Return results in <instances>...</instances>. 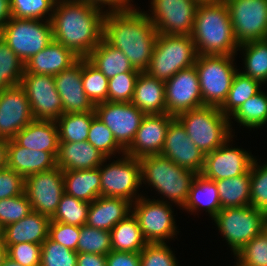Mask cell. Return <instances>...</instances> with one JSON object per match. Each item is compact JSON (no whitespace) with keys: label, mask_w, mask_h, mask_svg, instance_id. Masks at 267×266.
Listing matches in <instances>:
<instances>
[{"label":"cell","mask_w":267,"mask_h":266,"mask_svg":"<svg viewBox=\"0 0 267 266\" xmlns=\"http://www.w3.org/2000/svg\"><path fill=\"white\" fill-rule=\"evenodd\" d=\"M165 99L166 113L173 117L203 106L195 66L180 70L165 82Z\"/></svg>","instance_id":"ac0fdd59"},{"label":"cell","mask_w":267,"mask_h":266,"mask_svg":"<svg viewBox=\"0 0 267 266\" xmlns=\"http://www.w3.org/2000/svg\"><path fill=\"white\" fill-rule=\"evenodd\" d=\"M262 233L265 235V237L267 238V217L264 221V225H263V230Z\"/></svg>","instance_id":"e7e4bbea"},{"label":"cell","mask_w":267,"mask_h":266,"mask_svg":"<svg viewBox=\"0 0 267 266\" xmlns=\"http://www.w3.org/2000/svg\"><path fill=\"white\" fill-rule=\"evenodd\" d=\"M161 155L197 174L203 169L205 154L193 143L176 118L168 126Z\"/></svg>","instance_id":"ffe728a7"},{"label":"cell","mask_w":267,"mask_h":266,"mask_svg":"<svg viewBox=\"0 0 267 266\" xmlns=\"http://www.w3.org/2000/svg\"><path fill=\"white\" fill-rule=\"evenodd\" d=\"M64 193L91 203L101 196V177L98 168L63 170Z\"/></svg>","instance_id":"4dcf8cb0"},{"label":"cell","mask_w":267,"mask_h":266,"mask_svg":"<svg viewBox=\"0 0 267 266\" xmlns=\"http://www.w3.org/2000/svg\"><path fill=\"white\" fill-rule=\"evenodd\" d=\"M265 88L261 89L254 96L249 98L242 104L230 117V126L233 134H235V129L233 124L237 122V126L242 127V130H248L251 132L252 129L257 131L261 130L263 127H267V92ZM234 122H233V121ZM245 128V129H244Z\"/></svg>","instance_id":"1f68e13d"},{"label":"cell","mask_w":267,"mask_h":266,"mask_svg":"<svg viewBox=\"0 0 267 266\" xmlns=\"http://www.w3.org/2000/svg\"><path fill=\"white\" fill-rule=\"evenodd\" d=\"M158 32L141 7L104 15L103 39L121 50L134 69H148Z\"/></svg>","instance_id":"6da1fadb"},{"label":"cell","mask_w":267,"mask_h":266,"mask_svg":"<svg viewBox=\"0 0 267 266\" xmlns=\"http://www.w3.org/2000/svg\"><path fill=\"white\" fill-rule=\"evenodd\" d=\"M250 205L267 213V161L255 158L250 168Z\"/></svg>","instance_id":"ee69618b"},{"label":"cell","mask_w":267,"mask_h":266,"mask_svg":"<svg viewBox=\"0 0 267 266\" xmlns=\"http://www.w3.org/2000/svg\"><path fill=\"white\" fill-rule=\"evenodd\" d=\"M106 266H140V252L111 250L106 255Z\"/></svg>","instance_id":"11a10c76"},{"label":"cell","mask_w":267,"mask_h":266,"mask_svg":"<svg viewBox=\"0 0 267 266\" xmlns=\"http://www.w3.org/2000/svg\"><path fill=\"white\" fill-rule=\"evenodd\" d=\"M259 81L244 75L239 70L234 76L226 101L220 111L230 117L249 98L258 93L263 87Z\"/></svg>","instance_id":"74e56055"},{"label":"cell","mask_w":267,"mask_h":266,"mask_svg":"<svg viewBox=\"0 0 267 266\" xmlns=\"http://www.w3.org/2000/svg\"><path fill=\"white\" fill-rule=\"evenodd\" d=\"M7 167L26 178L33 173L54 169L56 158L47 151H38L19 146L13 139L8 140Z\"/></svg>","instance_id":"484cf974"},{"label":"cell","mask_w":267,"mask_h":266,"mask_svg":"<svg viewBox=\"0 0 267 266\" xmlns=\"http://www.w3.org/2000/svg\"><path fill=\"white\" fill-rule=\"evenodd\" d=\"M11 19L10 0H0V30Z\"/></svg>","instance_id":"680465c9"},{"label":"cell","mask_w":267,"mask_h":266,"mask_svg":"<svg viewBox=\"0 0 267 266\" xmlns=\"http://www.w3.org/2000/svg\"><path fill=\"white\" fill-rule=\"evenodd\" d=\"M86 58L108 79L123 72L136 70L121 50L112 47L104 39Z\"/></svg>","instance_id":"836d02e7"},{"label":"cell","mask_w":267,"mask_h":266,"mask_svg":"<svg viewBox=\"0 0 267 266\" xmlns=\"http://www.w3.org/2000/svg\"><path fill=\"white\" fill-rule=\"evenodd\" d=\"M132 213V202L119 197L99 196L90 203L86 225L100 230L111 229Z\"/></svg>","instance_id":"603a6c76"},{"label":"cell","mask_w":267,"mask_h":266,"mask_svg":"<svg viewBox=\"0 0 267 266\" xmlns=\"http://www.w3.org/2000/svg\"><path fill=\"white\" fill-rule=\"evenodd\" d=\"M13 140L22 147L58 155L59 136L56 121L36 120L26 125Z\"/></svg>","instance_id":"d4e9b609"},{"label":"cell","mask_w":267,"mask_h":266,"mask_svg":"<svg viewBox=\"0 0 267 266\" xmlns=\"http://www.w3.org/2000/svg\"><path fill=\"white\" fill-rule=\"evenodd\" d=\"M174 118L168 113L145 115L125 154L139 159L161 154L168 126Z\"/></svg>","instance_id":"44dd1931"},{"label":"cell","mask_w":267,"mask_h":266,"mask_svg":"<svg viewBox=\"0 0 267 266\" xmlns=\"http://www.w3.org/2000/svg\"><path fill=\"white\" fill-rule=\"evenodd\" d=\"M57 92L63 104L64 113H85L95 111V105L84 92L82 82V58L69 68L53 76Z\"/></svg>","instance_id":"7402d4cb"},{"label":"cell","mask_w":267,"mask_h":266,"mask_svg":"<svg viewBox=\"0 0 267 266\" xmlns=\"http://www.w3.org/2000/svg\"><path fill=\"white\" fill-rule=\"evenodd\" d=\"M105 12L78 0H57L51 17L53 40L86 58L103 39Z\"/></svg>","instance_id":"7a4b0ae2"},{"label":"cell","mask_w":267,"mask_h":266,"mask_svg":"<svg viewBox=\"0 0 267 266\" xmlns=\"http://www.w3.org/2000/svg\"><path fill=\"white\" fill-rule=\"evenodd\" d=\"M8 140L0 139V170L7 168Z\"/></svg>","instance_id":"91938a15"},{"label":"cell","mask_w":267,"mask_h":266,"mask_svg":"<svg viewBox=\"0 0 267 266\" xmlns=\"http://www.w3.org/2000/svg\"><path fill=\"white\" fill-rule=\"evenodd\" d=\"M198 4H216L224 0H195Z\"/></svg>","instance_id":"be15d7a7"},{"label":"cell","mask_w":267,"mask_h":266,"mask_svg":"<svg viewBox=\"0 0 267 266\" xmlns=\"http://www.w3.org/2000/svg\"><path fill=\"white\" fill-rule=\"evenodd\" d=\"M4 242L3 228L0 227V245Z\"/></svg>","instance_id":"03108f58"},{"label":"cell","mask_w":267,"mask_h":266,"mask_svg":"<svg viewBox=\"0 0 267 266\" xmlns=\"http://www.w3.org/2000/svg\"><path fill=\"white\" fill-rule=\"evenodd\" d=\"M99 170L101 196L124 198L134 203L143 195L139 158L130 157L125 153L108 157L99 166Z\"/></svg>","instance_id":"30bf717a"},{"label":"cell","mask_w":267,"mask_h":266,"mask_svg":"<svg viewBox=\"0 0 267 266\" xmlns=\"http://www.w3.org/2000/svg\"><path fill=\"white\" fill-rule=\"evenodd\" d=\"M95 111L85 113H63L57 120L59 142L87 141Z\"/></svg>","instance_id":"8d00e7d4"},{"label":"cell","mask_w":267,"mask_h":266,"mask_svg":"<svg viewBox=\"0 0 267 266\" xmlns=\"http://www.w3.org/2000/svg\"><path fill=\"white\" fill-rule=\"evenodd\" d=\"M131 103L146 115L166 113L165 82L140 72Z\"/></svg>","instance_id":"f546056e"},{"label":"cell","mask_w":267,"mask_h":266,"mask_svg":"<svg viewBox=\"0 0 267 266\" xmlns=\"http://www.w3.org/2000/svg\"><path fill=\"white\" fill-rule=\"evenodd\" d=\"M57 0H10L11 17L51 20Z\"/></svg>","instance_id":"7bdbcfd3"},{"label":"cell","mask_w":267,"mask_h":266,"mask_svg":"<svg viewBox=\"0 0 267 266\" xmlns=\"http://www.w3.org/2000/svg\"><path fill=\"white\" fill-rule=\"evenodd\" d=\"M250 171L236 177L215 181L221 208L250 206Z\"/></svg>","instance_id":"d590c367"},{"label":"cell","mask_w":267,"mask_h":266,"mask_svg":"<svg viewBox=\"0 0 267 266\" xmlns=\"http://www.w3.org/2000/svg\"><path fill=\"white\" fill-rule=\"evenodd\" d=\"M141 165V187H150L160 200L178 206L181 211L187 202L191 185L197 173L178 166L170 159L148 155L139 159ZM157 192V193H156Z\"/></svg>","instance_id":"3957f363"},{"label":"cell","mask_w":267,"mask_h":266,"mask_svg":"<svg viewBox=\"0 0 267 266\" xmlns=\"http://www.w3.org/2000/svg\"><path fill=\"white\" fill-rule=\"evenodd\" d=\"M1 266H23V265H21L20 263H17L16 261L12 260L11 258L7 256Z\"/></svg>","instance_id":"6125c7cd"},{"label":"cell","mask_w":267,"mask_h":266,"mask_svg":"<svg viewBox=\"0 0 267 266\" xmlns=\"http://www.w3.org/2000/svg\"><path fill=\"white\" fill-rule=\"evenodd\" d=\"M111 248L110 231L92 228L87 225L80 227L77 252L107 255Z\"/></svg>","instance_id":"f6af8a7d"},{"label":"cell","mask_w":267,"mask_h":266,"mask_svg":"<svg viewBox=\"0 0 267 266\" xmlns=\"http://www.w3.org/2000/svg\"><path fill=\"white\" fill-rule=\"evenodd\" d=\"M7 256L23 266H40L41 263V244L18 243L5 244Z\"/></svg>","instance_id":"816d5d0a"},{"label":"cell","mask_w":267,"mask_h":266,"mask_svg":"<svg viewBox=\"0 0 267 266\" xmlns=\"http://www.w3.org/2000/svg\"><path fill=\"white\" fill-rule=\"evenodd\" d=\"M170 243H148L140 251V266H180Z\"/></svg>","instance_id":"c3c4849f"},{"label":"cell","mask_w":267,"mask_h":266,"mask_svg":"<svg viewBox=\"0 0 267 266\" xmlns=\"http://www.w3.org/2000/svg\"><path fill=\"white\" fill-rule=\"evenodd\" d=\"M7 257V247L4 242L0 245V266L3 264Z\"/></svg>","instance_id":"94428289"},{"label":"cell","mask_w":267,"mask_h":266,"mask_svg":"<svg viewBox=\"0 0 267 266\" xmlns=\"http://www.w3.org/2000/svg\"><path fill=\"white\" fill-rule=\"evenodd\" d=\"M25 178L16 171L5 168L0 170V200L24 193Z\"/></svg>","instance_id":"db71d44e"},{"label":"cell","mask_w":267,"mask_h":266,"mask_svg":"<svg viewBox=\"0 0 267 266\" xmlns=\"http://www.w3.org/2000/svg\"><path fill=\"white\" fill-rule=\"evenodd\" d=\"M146 195V196H145ZM155 197V198H154ZM143 192V195L132 203V214L136 217L143 237L148 243H170L178 239L179 227L174 213L176 205L156 200Z\"/></svg>","instance_id":"9c48e42d"},{"label":"cell","mask_w":267,"mask_h":266,"mask_svg":"<svg viewBox=\"0 0 267 266\" xmlns=\"http://www.w3.org/2000/svg\"><path fill=\"white\" fill-rule=\"evenodd\" d=\"M77 254L48 237L41 245L40 266H77Z\"/></svg>","instance_id":"7dc6e473"},{"label":"cell","mask_w":267,"mask_h":266,"mask_svg":"<svg viewBox=\"0 0 267 266\" xmlns=\"http://www.w3.org/2000/svg\"><path fill=\"white\" fill-rule=\"evenodd\" d=\"M79 58L71 49L53 40L25 63L24 72L55 76L73 65Z\"/></svg>","instance_id":"cb8c5ba5"},{"label":"cell","mask_w":267,"mask_h":266,"mask_svg":"<svg viewBox=\"0 0 267 266\" xmlns=\"http://www.w3.org/2000/svg\"><path fill=\"white\" fill-rule=\"evenodd\" d=\"M48 237L54 242L60 243L68 249L77 252V244L80 237V226L50 221Z\"/></svg>","instance_id":"f5cc1de1"},{"label":"cell","mask_w":267,"mask_h":266,"mask_svg":"<svg viewBox=\"0 0 267 266\" xmlns=\"http://www.w3.org/2000/svg\"><path fill=\"white\" fill-rule=\"evenodd\" d=\"M90 203L64 193L51 221L62 222L73 226L86 225Z\"/></svg>","instance_id":"60d3db41"},{"label":"cell","mask_w":267,"mask_h":266,"mask_svg":"<svg viewBox=\"0 0 267 266\" xmlns=\"http://www.w3.org/2000/svg\"><path fill=\"white\" fill-rule=\"evenodd\" d=\"M267 213L253 206L223 208L212 219L233 257L254 237L262 233Z\"/></svg>","instance_id":"ba28073f"},{"label":"cell","mask_w":267,"mask_h":266,"mask_svg":"<svg viewBox=\"0 0 267 266\" xmlns=\"http://www.w3.org/2000/svg\"><path fill=\"white\" fill-rule=\"evenodd\" d=\"M32 212L31 203L25 193L0 200V227L18 222Z\"/></svg>","instance_id":"f907efd6"},{"label":"cell","mask_w":267,"mask_h":266,"mask_svg":"<svg viewBox=\"0 0 267 266\" xmlns=\"http://www.w3.org/2000/svg\"><path fill=\"white\" fill-rule=\"evenodd\" d=\"M193 143L204 153L214 151L234 134L229 117L219 107L204 105L175 117Z\"/></svg>","instance_id":"5b68a950"},{"label":"cell","mask_w":267,"mask_h":266,"mask_svg":"<svg viewBox=\"0 0 267 266\" xmlns=\"http://www.w3.org/2000/svg\"><path fill=\"white\" fill-rule=\"evenodd\" d=\"M110 237L114 251L140 252L148 244L132 213L111 229Z\"/></svg>","instance_id":"e575fe53"},{"label":"cell","mask_w":267,"mask_h":266,"mask_svg":"<svg viewBox=\"0 0 267 266\" xmlns=\"http://www.w3.org/2000/svg\"><path fill=\"white\" fill-rule=\"evenodd\" d=\"M19 85L30 102L34 119L56 121L64 113L53 76L24 72Z\"/></svg>","instance_id":"9a60e30c"},{"label":"cell","mask_w":267,"mask_h":266,"mask_svg":"<svg viewBox=\"0 0 267 266\" xmlns=\"http://www.w3.org/2000/svg\"><path fill=\"white\" fill-rule=\"evenodd\" d=\"M143 12L160 34L191 35L198 3L195 0H149Z\"/></svg>","instance_id":"7c38bea8"},{"label":"cell","mask_w":267,"mask_h":266,"mask_svg":"<svg viewBox=\"0 0 267 266\" xmlns=\"http://www.w3.org/2000/svg\"><path fill=\"white\" fill-rule=\"evenodd\" d=\"M240 45L267 38V0H224Z\"/></svg>","instance_id":"5bb4252c"},{"label":"cell","mask_w":267,"mask_h":266,"mask_svg":"<svg viewBox=\"0 0 267 266\" xmlns=\"http://www.w3.org/2000/svg\"><path fill=\"white\" fill-rule=\"evenodd\" d=\"M33 120L30 102L20 85L0 92V139L12 140Z\"/></svg>","instance_id":"d6986e66"},{"label":"cell","mask_w":267,"mask_h":266,"mask_svg":"<svg viewBox=\"0 0 267 266\" xmlns=\"http://www.w3.org/2000/svg\"><path fill=\"white\" fill-rule=\"evenodd\" d=\"M140 72L132 70L123 72L109 79L108 101L111 102H131L135 84Z\"/></svg>","instance_id":"681fc988"},{"label":"cell","mask_w":267,"mask_h":266,"mask_svg":"<svg viewBox=\"0 0 267 266\" xmlns=\"http://www.w3.org/2000/svg\"><path fill=\"white\" fill-rule=\"evenodd\" d=\"M82 82L85 94L94 105L108 101L109 79L87 58H82Z\"/></svg>","instance_id":"ab89813d"},{"label":"cell","mask_w":267,"mask_h":266,"mask_svg":"<svg viewBox=\"0 0 267 266\" xmlns=\"http://www.w3.org/2000/svg\"><path fill=\"white\" fill-rule=\"evenodd\" d=\"M25 64L0 36V92L19 85Z\"/></svg>","instance_id":"f35d334b"},{"label":"cell","mask_w":267,"mask_h":266,"mask_svg":"<svg viewBox=\"0 0 267 266\" xmlns=\"http://www.w3.org/2000/svg\"><path fill=\"white\" fill-rule=\"evenodd\" d=\"M88 5L97 7L103 10L105 13L121 11L127 9L138 8L139 4L134 3V0H78Z\"/></svg>","instance_id":"9f6ffc18"},{"label":"cell","mask_w":267,"mask_h":266,"mask_svg":"<svg viewBox=\"0 0 267 266\" xmlns=\"http://www.w3.org/2000/svg\"><path fill=\"white\" fill-rule=\"evenodd\" d=\"M234 137L237 136L234 134L219 148L205 154L203 169L200 173L203 177L217 181L250 171L252 162L258 156H254L249 149L235 145Z\"/></svg>","instance_id":"4fadbf2b"},{"label":"cell","mask_w":267,"mask_h":266,"mask_svg":"<svg viewBox=\"0 0 267 266\" xmlns=\"http://www.w3.org/2000/svg\"><path fill=\"white\" fill-rule=\"evenodd\" d=\"M238 53L241 54L242 69L239 71L246 76L267 85V38L253 40L239 45ZM243 57V58H242Z\"/></svg>","instance_id":"d6a6232c"},{"label":"cell","mask_w":267,"mask_h":266,"mask_svg":"<svg viewBox=\"0 0 267 266\" xmlns=\"http://www.w3.org/2000/svg\"><path fill=\"white\" fill-rule=\"evenodd\" d=\"M234 258V266H267V238L263 233L244 245Z\"/></svg>","instance_id":"bcb514c9"},{"label":"cell","mask_w":267,"mask_h":266,"mask_svg":"<svg viewBox=\"0 0 267 266\" xmlns=\"http://www.w3.org/2000/svg\"><path fill=\"white\" fill-rule=\"evenodd\" d=\"M0 36L24 64L53 41L51 21L41 19L11 17Z\"/></svg>","instance_id":"8fae6325"},{"label":"cell","mask_w":267,"mask_h":266,"mask_svg":"<svg viewBox=\"0 0 267 266\" xmlns=\"http://www.w3.org/2000/svg\"><path fill=\"white\" fill-rule=\"evenodd\" d=\"M106 157L91 143L59 142L56 166L61 170L98 168Z\"/></svg>","instance_id":"83f0119b"},{"label":"cell","mask_w":267,"mask_h":266,"mask_svg":"<svg viewBox=\"0 0 267 266\" xmlns=\"http://www.w3.org/2000/svg\"><path fill=\"white\" fill-rule=\"evenodd\" d=\"M77 266H106V256L94 253L78 252Z\"/></svg>","instance_id":"6f0895ef"},{"label":"cell","mask_w":267,"mask_h":266,"mask_svg":"<svg viewBox=\"0 0 267 266\" xmlns=\"http://www.w3.org/2000/svg\"><path fill=\"white\" fill-rule=\"evenodd\" d=\"M197 57L191 35L158 33L146 73L166 82L180 70L194 66Z\"/></svg>","instance_id":"8992f818"},{"label":"cell","mask_w":267,"mask_h":266,"mask_svg":"<svg viewBox=\"0 0 267 266\" xmlns=\"http://www.w3.org/2000/svg\"><path fill=\"white\" fill-rule=\"evenodd\" d=\"M236 59L234 55H198L194 66L203 106L220 108L226 101L234 76L239 70Z\"/></svg>","instance_id":"52a82bcc"},{"label":"cell","mask_w":267,"mask_h":266,"mask_svg":"<svg viewBox=\"0 0 267 266\" xmlns=\"http://www.w3.org/2000/svg\"><path fill=\"white\" fill-rule=\"evenodd\" d=\"M94 110L96 116L110 129L124 150L131 145L146 115L131 102L106 101L96 104Z\"/></svg>","instance_id":"2e32d148"},{"label":"cell","mask_w":267,"mask_h":266,"mask_svg":"<svg viewBox=\"0 0 267 266\" xmlns=\"http://www.w3.org/2000/svg\"><path fill=\"white\" fill-rule=\"evenodd\" d=\"M24 193L31 203L32 211L51 218L64 194L63 170L55 167L49 171L28 175L25 178Z\"/></svg>","instance_id":"e0dca14e"},{"label":"cell","mask_w":267,"mask_h":266,"mask_svg":"<svg viewBox=\"0 0 267 266\" xmlns=\"http://www.w3.org/2000/svg\"><path fill=\"white\" fill-rule=\"evenodd\" d=\"M87 141L106 158L123 155L125 150L117 143L110 129L96 116L90 125Z\"/></svg>","instance_id":"b9f144b4"},{"label":"cell","mask_w":267,"mask_h":266,"mask_svg":"<svg viewBox=\"0 0 267 266\" xmlns=\"http://www.w3.org/2000/svg\"><path fill=\"white\" fill-rule=\"evenodd\" d=\"M50 217L32 211L18 222L3 228L4 244H41L48 238Z\"/></svg>","instance_id":"4316f807"},{"label":"cell","mask_w":267,"mask_h":266,"mask_svg":"<svg viewBox=\"0 0 267 266\" xmlns=\"http://www.w3.org/2000/svg\"><path fill=\"white\" fill-rule=\"evenodd\" d=\"M191 37L198 55L237 56L239 44L224 1L198 5Z\"/></svg>","instance_id":"277c9868"},{"label":"cell","mask_w":267,"mask_h":266,"mask_svg":"<svg viewBox=\"0 0 267 266\" xmlns=\"http://www.w3.org/2000/svg\"><path fill=\"white\" fill-rule=\"evenodd\" d=\"M221 209L215 181L197 174L191 185L187 202L181 210L195 216L205 211L204 214L207 213L206 215L212 220Z\"/></svg>","instance_id":"f1b7e54d"}]
</instances>
